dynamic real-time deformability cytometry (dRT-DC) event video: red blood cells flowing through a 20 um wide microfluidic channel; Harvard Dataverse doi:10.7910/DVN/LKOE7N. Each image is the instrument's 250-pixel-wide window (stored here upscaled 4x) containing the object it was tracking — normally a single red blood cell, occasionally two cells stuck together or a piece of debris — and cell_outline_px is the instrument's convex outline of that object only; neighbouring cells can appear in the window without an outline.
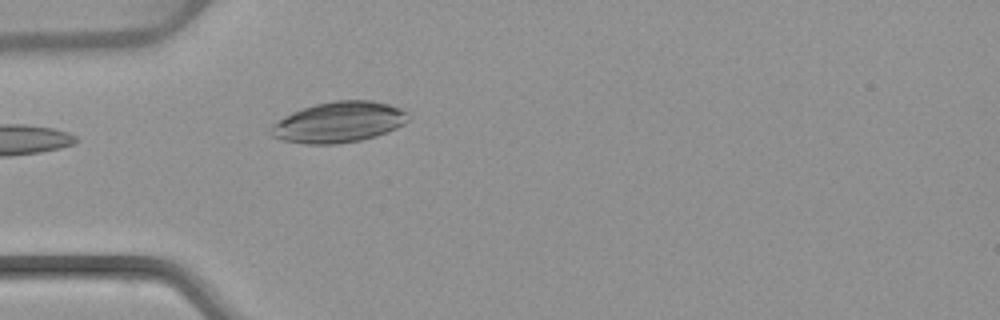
{"species": "common noctule bat (a hibernating species)", "species_latin": "Nyctalus noctula", "temperature_condition": "warm", "stored_images_in_passage": 24, "camera_frame_rate_fps": 3000, "um_per_image_px": 0.085, "animal": {"sex": "female", "body_mass_g": 22.7, "forearm_length_mm": 54.2}, "frame": {"image": 1, "passage_image": 1, "time_ms": 0.0, "image_size_px": [1000, 320], "cell_outline_px": [[408, 120], [404, 124], [396, 128], [376, 136], [360, 140], [336, 144], [304, 144], [284, 140], [272, 136], [268, 132], [268, 128], [272, 124], [284, 116], [292, 112], [316, 104], [336, 100], [372, 100], [388, 104], [400, 108], [408, 112]], "centroid_in_image_um": [28.78, 10.38], "position_along_channel_um": 56.2, "area_um2": 32.66}}